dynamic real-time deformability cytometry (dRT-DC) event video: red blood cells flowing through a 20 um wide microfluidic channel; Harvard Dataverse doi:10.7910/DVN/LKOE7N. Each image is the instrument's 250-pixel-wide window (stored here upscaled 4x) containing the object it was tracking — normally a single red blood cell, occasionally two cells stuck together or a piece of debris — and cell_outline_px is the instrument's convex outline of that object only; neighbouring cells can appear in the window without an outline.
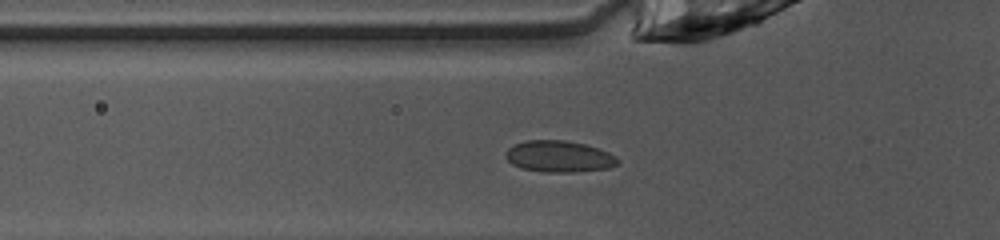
{"species": "common noctule bat (a hibernating species)", "species_latin": "Nyctalus noctula", "temperature_condition": "warm", "stored_images_in_passage": 35, "camera_frame_rate_fps": 3000, "um_per_image_px": 0.085, "animal": {"sex": "female", "body_mass_g": 10.0, "forearm_length_mm": 53.1}, "frame": {"image": 1, "passage_image": 3, "time_ms": 0.667, "image_size_px": [1000, 240], "cell_outline_px": [[620, 164], [608, 168], [572, 172], [544, 172], [520, 168], [512, 164], [504, 156], [504, 152], [508, 148], [524, 140], [564, 140], [584, 144], [600, 148], [616, 156], [620, 160]], "centroid_in_image_um": [47.52, 13.3], "position_along_channel_um": 78.3, "area_um2": 20.75}}
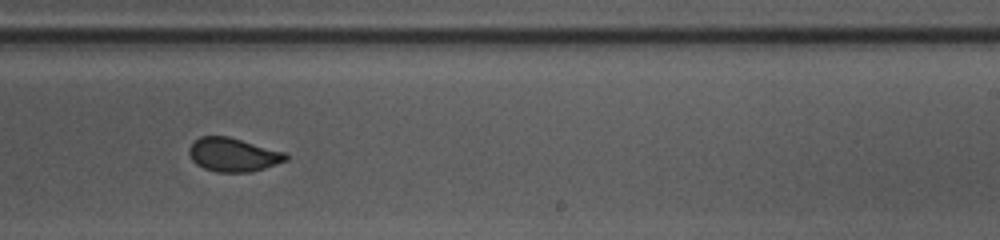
{"frame": {"image": 2, "passage_image": 17, "time_ms": 5.333, "image_size_px": [1000, 240], "cell_outline_px": [[288, 160], [252, 172], [216, 172], [204, 168], [196, 164], [192, 160], [188, 152], [188, 148], [200, 136], [228, 136], [284, 152], [288, 156]], "centroid_in_image_um": [19.8, 13.16], "position_along_channel_um": 269.2, "area_um2": 18.9}}
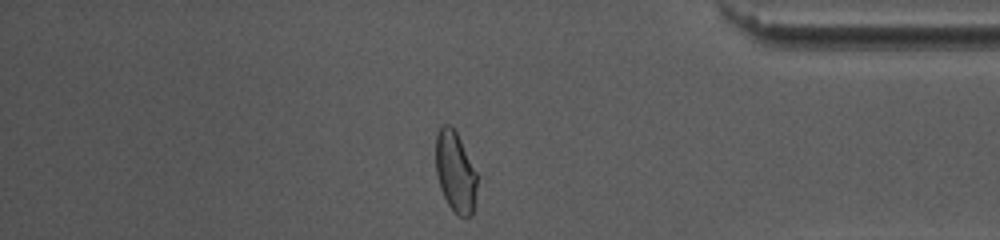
{"frame": {"image": 3, "passage_image": 28, "time_ms": 9.0, "image_size_px": [1000, 240], "cell_outline_px": [[476, 188], [472, 212], [468, 216], [460, 216], [448, 204], [440, 188], [436, 176], [436, 132], [444, 124], [448, 124], [456, 132], [476, 172]], "centroid_in_image_um": [38.67, 14.58], "position_along_channel_um": 396.5, "area_um2": 18.9}, "authors_computed_cell_mechanics": {"area_um2": 19.652, "velocity_mm_per_s": 4.0669, "shape_relaxation_time_tau1_ms": 4.7715, "shape_relaxation_time_tau2_ms": null, "deformation_change_tau1": 0.103, "deformation_change_tau2": null}}